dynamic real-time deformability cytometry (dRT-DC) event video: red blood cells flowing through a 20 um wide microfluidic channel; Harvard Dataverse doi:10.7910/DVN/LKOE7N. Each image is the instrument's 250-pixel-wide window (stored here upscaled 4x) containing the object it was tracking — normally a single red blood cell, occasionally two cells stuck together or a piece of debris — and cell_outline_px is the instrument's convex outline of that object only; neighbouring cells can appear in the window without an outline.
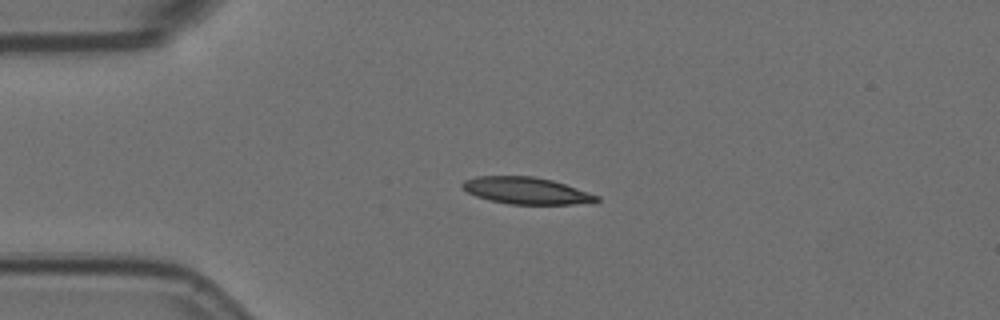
{"species": "Egyptian fruit bat (a non-hibernating species)", "species_latin": "Rousettus aegyptiacus", "temperature_condition": "room temperature", "stored_images_in_passage": 44, "camera_frame_rate_fps": 3000, "um_per_image_px": 0.085, "animal": {"sex": "female"}, "frame": {"image": 1, "passage_image": 1, "time_ms": 0.0, "image_size_px": [1000, 320], "cell_outline_px": [[600, 200], [592, 204], [508, 204], [488, 200], [476, 196], [460, 188], [460, 184], [464, 180], [476, 176], [532, 176], [552, 180], [600, 196]], "centroid_in_image_um": [44.73, 16.21], "position_along_channel_um": 40.3, "area_um2": 21.21}}
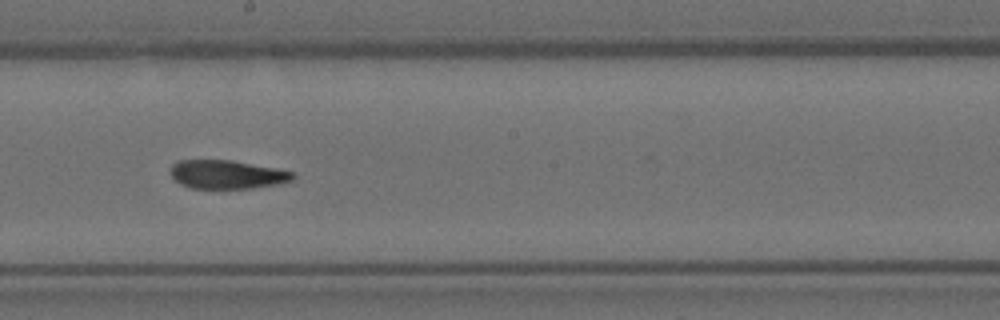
{"frame": {"image": 2, "passage_image": 19, "time_ms": 6.0, "image_size_px": [1000, 320], "cell_outline_px": [[296, 176], [292, 180], [280, 184], [252, 188], [192, 188], [180, 184], [172, 176], [172, 164], [180, 160], [232, 160], [276, 168], [296, 172]], "centroid_in_image_um": [19.36, 14.83], "position_along_channel_um": 228.8, "area_um2": 20.4}}
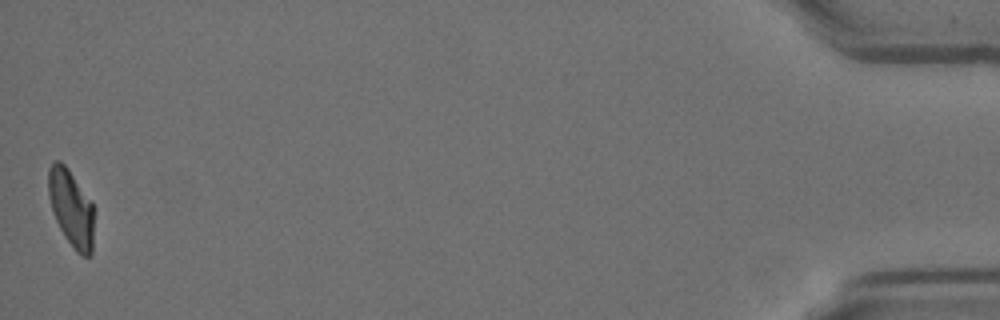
{"frame": {"image": 3, "passage_image": 44, "time_ms": 14.333, "image_size_px": [1000, 320], "cell_outline_px": [[92, 252], [88, 256], [80, 256], [76, 252], [64, 236], [56, 220], [48, 196], [48, 168], [56, 160], [60, 160], [68, 168], [92, 200]], "centroid_in_image_um": [6.03, 17.66], "position_along_channel_um": 429.2, "area_um2": 20.35}, "authors_computed_cell_mechanics": {"area_um2": 21.5594, "velocity_mm_per_s": 3.5784, "shape_relaxation_time_tau1_ms": 10.237, "shape_relaxation_time_tau2_ms": 3.4248, "deformation_change_tau1": 0.2543, "deformation_change_tau2": 0.1059}}